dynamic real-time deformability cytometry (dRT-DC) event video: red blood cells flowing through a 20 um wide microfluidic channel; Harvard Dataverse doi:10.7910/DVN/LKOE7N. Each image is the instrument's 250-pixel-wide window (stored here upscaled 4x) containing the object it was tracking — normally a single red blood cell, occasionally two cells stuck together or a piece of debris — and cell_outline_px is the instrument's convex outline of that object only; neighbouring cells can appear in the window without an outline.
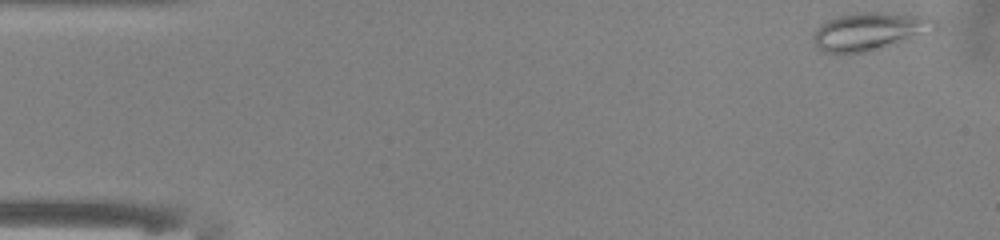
{"species": "common noctule bat (a hibernating species)", "species_latin": "Nyctalus noctula", "temperature_condition": "warm", "stored_images_in_passage": 10, "camera_frame_rate_fps": 3000, "um_per_image_px": 0.085, "animal": {"sex": "male", "body_mass_g": 13.0, "forearm_length_mm": 53.1}, "frame": {"image": 1, "passage_image": 1, "time_ms": 0.0, "image_size_px": [1000, 240], "cell_outline_px": [[936, 28], [908, 40], [896, 44], [868, 52], [820, 52], [816, 48], [812, 36], [816, 28], [820, 24], [836, 16], [856, 12], [880, 12], [928, 16], [936, 20]], "centroid_in_image_um": [73.88, 2.65], "position_along_channel_um": 11.1, "area_um2": 26.93}}